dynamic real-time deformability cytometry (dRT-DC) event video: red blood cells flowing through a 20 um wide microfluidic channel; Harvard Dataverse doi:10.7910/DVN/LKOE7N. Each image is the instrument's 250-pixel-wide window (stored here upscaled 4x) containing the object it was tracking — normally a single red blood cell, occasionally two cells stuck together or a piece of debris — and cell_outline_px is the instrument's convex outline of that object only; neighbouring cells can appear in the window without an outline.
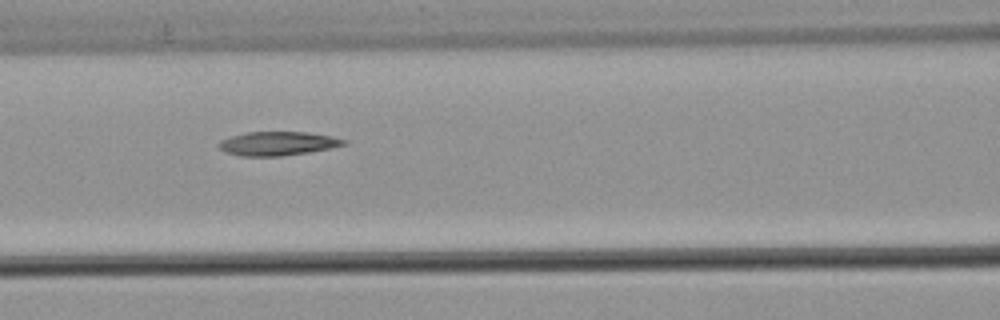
{"species": "common noctule bat (a hibernating species)", "species_latin": "Nyctalus noctula", "temperature_condition": "warm", "stored_images_in_passage": 4, "camera_frame_rate_fps": 3000, "um_per_image_px": 0.085, "animal": {"sex": "male", "body_mass_g": 21.5, "forearm_length_mm": 52.0}, "frame": {"image": 1, "passage_image": 3, "time_ms": 0.667, "image_size_px": [1000, 320], "cell_outline_px": [[348, 144], [308, 152], [280, 156], [240, 156], [224, 152], [216, 144], [220, 140], [232, 136], [248, 132], [308, 132], [332, 136], [348, 140]], "centroid_in_image_um": [23.6, 12.2], "position_along_channel_um": 143.0, "area_um2": 17.4}}